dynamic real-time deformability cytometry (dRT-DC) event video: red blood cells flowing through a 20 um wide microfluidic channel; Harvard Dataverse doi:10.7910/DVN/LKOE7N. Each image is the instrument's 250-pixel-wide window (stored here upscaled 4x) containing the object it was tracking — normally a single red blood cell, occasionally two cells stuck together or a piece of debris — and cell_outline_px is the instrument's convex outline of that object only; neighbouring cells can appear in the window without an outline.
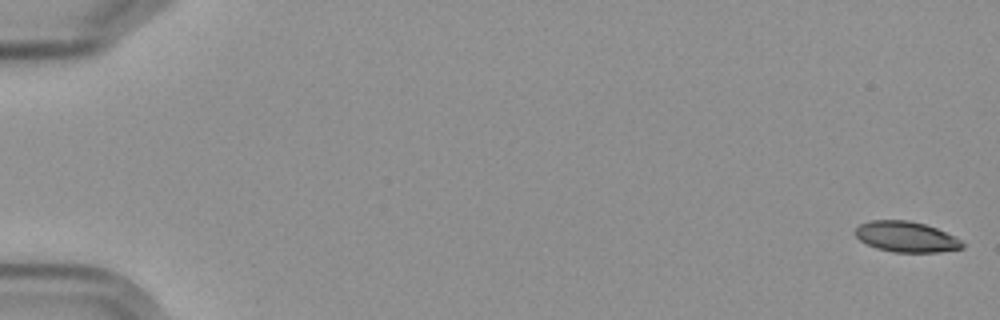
{"species": "Egyptian fruit bat (a non-hibernating species)", "species_latin": "Rousettus aegyptiacus", "temperature_condition": "cold", "stored_images_in_passage": 7, "camera_frame_rate_fps": 3000, "um_per_image_px": 0.085, "frame": {"image": 1, "passage_image": 1, "time_ms": 0.0, "image_size_px": [1000, 320], "cell_outline_px": [[964, 248], [940, 252], [892, 252], [876, 248], [860, 240], [856, 236], [856, 228], [860, 224], [872, 220], [908, 220], [924, 224], [936, 228], [960, 240], [964, 244]], "centroid_in_image_um": [77.02, 20.13], "position_along_channel_um": 8.0, "area_um2": 18.9}}
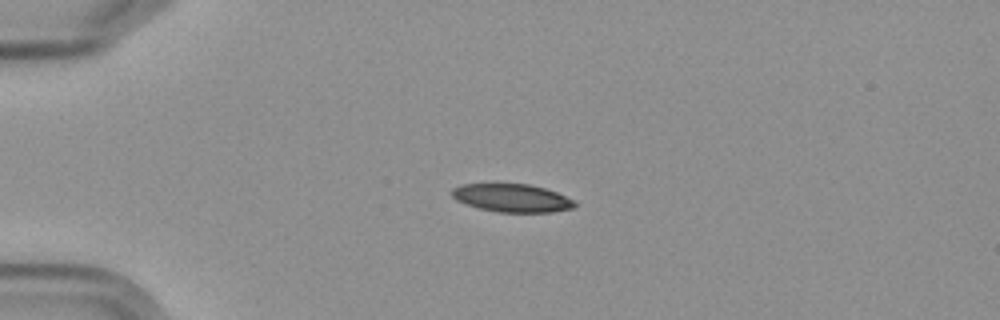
{"frame": {"image": 2, "passage_image": 5, "time_ms": 4.667, "image_size_px": [1000, 320], "cell_outline_px": [[576, 208], [552, 212], [496, 212], [480, 208], [456, 200], [452, 196], [452, 188], [460, 184], [528, 184], [544, 188], [556, 192], [576, 200]], "centroid_in_image_um": [43.56, 16.83], "position_along_channel_um": 41.4, "area_um2": 20.11}}
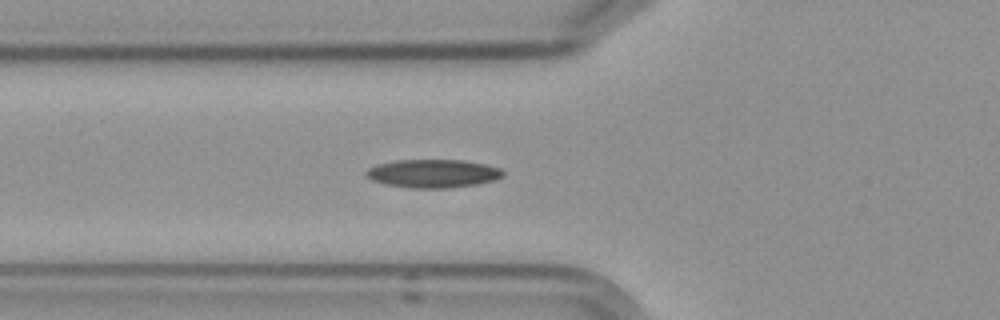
{"frame": {"image": 3, "passage_image": 7, "time_ms": 7.0, "image_size_px": [1000, 320], "cell_outline_px": [[504, 176], [496, 180], [476, 184], [448, 188], [412, 188], [384, 184], [372, 180], [364, 172], [368, 168], [376, 164], [396, 160], [464, 160], [484, 164], [500, 168], [504, 172]], "centroid_in_image_um": [36.81, 14.74], "position_along_channel_um": 89.0, "area_um2": 22.66}}